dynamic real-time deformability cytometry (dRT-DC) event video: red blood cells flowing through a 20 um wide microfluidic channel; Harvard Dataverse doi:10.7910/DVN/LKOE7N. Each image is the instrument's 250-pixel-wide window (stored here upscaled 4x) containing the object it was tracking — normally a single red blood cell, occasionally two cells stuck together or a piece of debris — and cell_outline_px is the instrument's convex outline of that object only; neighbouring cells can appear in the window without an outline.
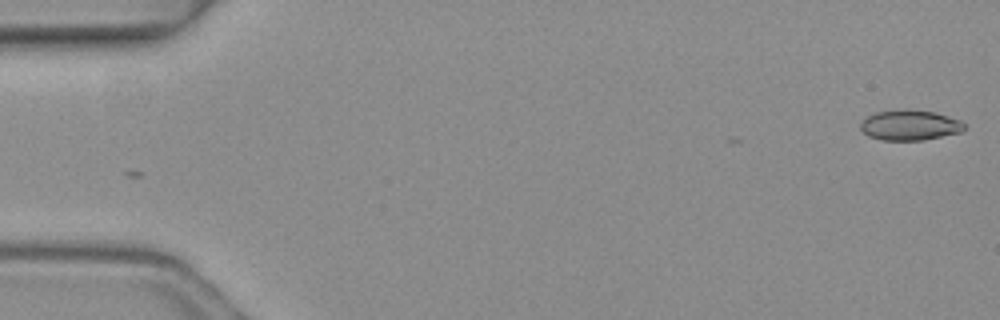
{"species": "common noctule bat (a hibernating species)", "species_latin": "Nyctalus noctula", "temperature_condition": "warm", "stored_images_in_passage": 5, "camera_frame_rate_fps": 3000, "um_per_image_px": 0.085, "animal": {"sex": "female", "body_mass_g": 19.3, "forearm_length_mm": 54.1}, "frame": {"image": 1, "passage_image": 1, "time_ms": 0.0, "image_size_px": [1000, 320], "cell_outline_px": [[964, 128], [960, 132], [924, 140], [880, 140], [868, 136], [860, 128], [860, 124], [868, 116], [876, 112], [904, 108], [936, 112], [960, 120], [964, 124]], "centroid_in_image_um": [77.32, 10.63], "position_along_channel_um": 7.7, "area_um2": 18.38}}
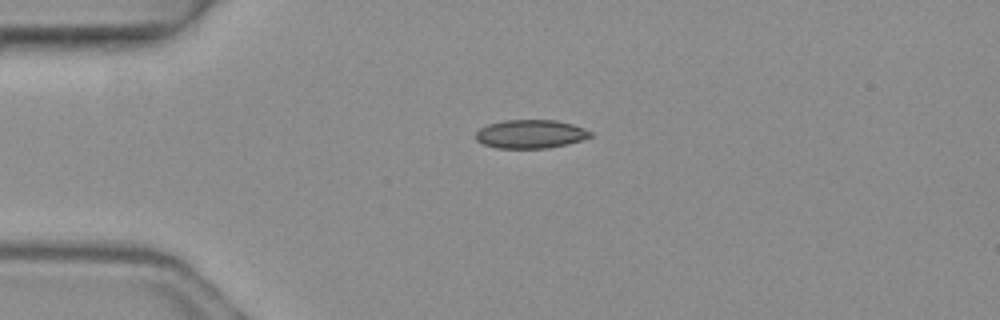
{"frame": {"image": 2, "passage_image": 4, "time_ms": 1.0, "image_size_px": [1000, 320], "cell_outline_px": [[592, 136], [568, 144], [548, 148], [496, 148], [484, 144], [476, 140], [476, 132], [480, 128], [488, 124], [504, 120], [556, 120], [572, 124], [584, 128], [592, 132]], "centroid_in_image_um": [45.09, 11.39], "position_along_channel_um": 39.9, "area_um2": 19.07}}